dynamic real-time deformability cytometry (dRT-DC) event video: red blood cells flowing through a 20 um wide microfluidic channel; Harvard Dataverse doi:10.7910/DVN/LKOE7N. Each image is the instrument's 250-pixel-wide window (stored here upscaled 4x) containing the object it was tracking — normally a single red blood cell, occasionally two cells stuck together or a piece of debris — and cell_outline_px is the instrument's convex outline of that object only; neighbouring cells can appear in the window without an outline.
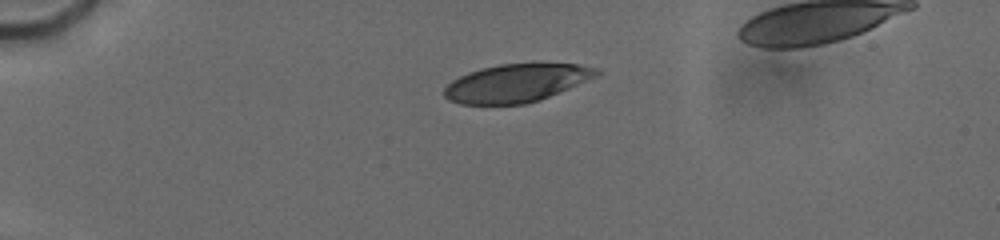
{"species": "human", "species_latin": "Homo sapiens", "temperature_condition": "cold", "stored_images_in_passage": 54, "camera_frame_rate_fps": 3000, "um_per_image_px": 0.085, "donor": {"sex": "male"}, "frame": {"image": 1, "passage_image": 3, "time_ms": 1.0, "image_size_px": [1000, 240], "cell_outline_px": [[600, 72], [568, 88], [548, 96], [524, 104], [460, 104], [448, 100], [444, 96], [444, 88], [452, 80], [468, 72], [480, 68], [500, 64], [580, 64], [596, 68]], "centroid_in_image_um": [43.79, 7.06], "position_along_channel_um": 41.2, "area_um2": 33.0}}
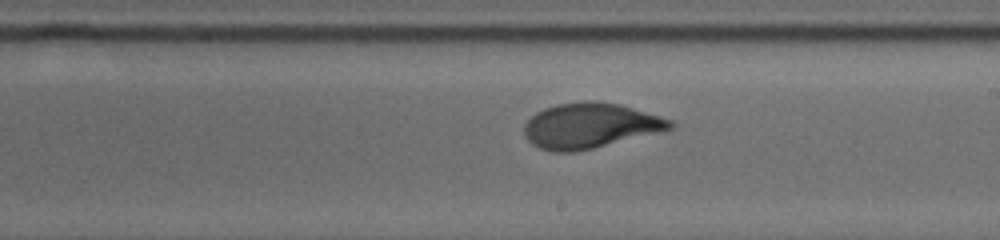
{"frame": {"image": 2, "passage_image": 28, "time_ms": 7.667, "image_size_px": [1000, 240], "cell_outline_px": [[676, 124], [672, 128], [592, 148], [572, 152], [552, 152], [540, 148], [532, 144], [524, 136], [524, 124], [536, 112], [544, 108], [556, 104], [584, 100], [596, 100], [620, 104], [660, 116], [672, 120]], "centroid_in_image_um": [50.11, 10.66], "position_along_channel_um": 238.9, "area_um2": 38.26}}
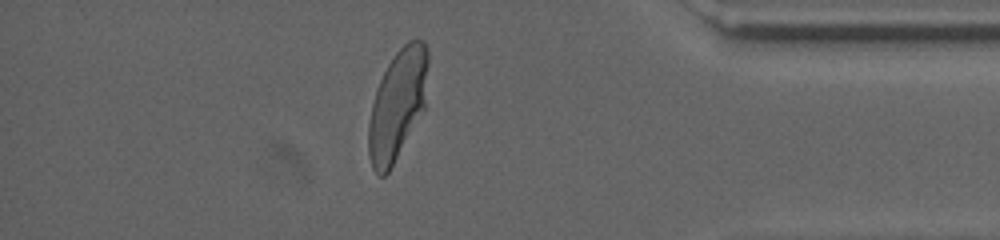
{"frame": {"image": 3, "passage_image": 46, "time_ms": 12.667, "image_size_px": [1000, 240], "cell_outline_px": [[428, 64], [424, 108], [388, 172], [384, 176], [380, 176], [372, 168], [368, 156], [368, 124], [372, 104], [376, 88], [388, 64], [396, 52], [408, 40], [416, 36], [424, 40], [428, 52]], "centroid_in_image_um": [33.77, 8.84], "position_along_channel_um": 401.4, "area_um2": 37.92}}